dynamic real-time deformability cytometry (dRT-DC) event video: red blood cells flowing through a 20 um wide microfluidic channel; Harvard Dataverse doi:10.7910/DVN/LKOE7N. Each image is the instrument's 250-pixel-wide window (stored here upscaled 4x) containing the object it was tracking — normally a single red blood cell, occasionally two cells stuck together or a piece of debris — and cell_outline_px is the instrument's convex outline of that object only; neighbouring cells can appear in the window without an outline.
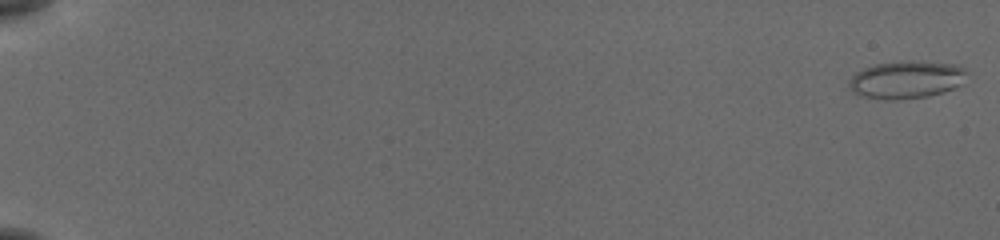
{"species": "common noctule bat (a hibernating species)", "species_latin": "Nyctalus noctula", "temperature_condition": "cold", "stored_images_in_passage": 56, "camera_frame_rate_fps": 3000, "um_per_image_px": 0.085, "animal": {"sex": "female", "body_mass_g": 19.5, "forearm_length_mm": 54.1}, "frame": {"image": 1, "passage_image": 1, "time_ms": 0.0, "image_size_px": [1000, 240], "cell_outline_px": [[968, 72], [960, 84], [944, 92], [928, 96], [896, 100], [888, 100], [856, 96], [852, 92], [848, 84], [848, 80], [856, 72], [864, 68], [876, 64], [912, 60], [956, 64], [964, 68]], "centroid_in_image_um": [77.0, 6.78], "position_along_channel_um": 8.0, "area_um2": 26.07}}
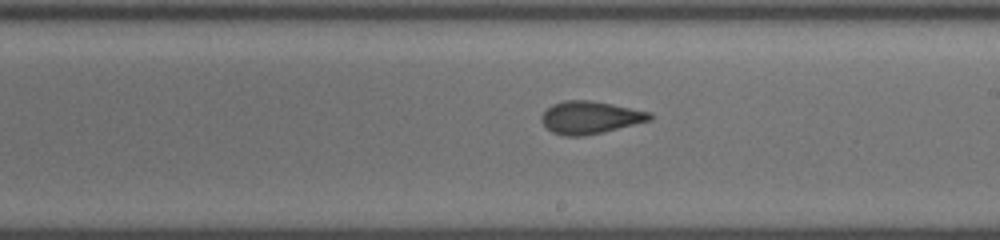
{"frame": {"image": 2, "passage_image": 35, "time_ms": 11.333, "image_size_px": [1000, 240], "cell_outline_px": [[652, 120], [604, 132], [584, 136], [564, 136], [552, 132], [540, 120], [540, 116], [552, 104], [564, 100], [588, 100], [612, 104], [652, 112]], "centroid_in_image_um": [50.17, 9.99], "position_along_channel_um": 238.8, "area_um2": 20.63}}
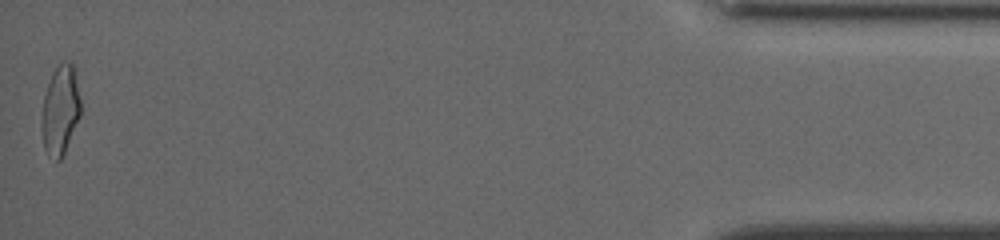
{"frame": {"image": 3, "passage_image": 56, "time_ms": 18.333, "image_size_px": [1000, 240], "cell_outline_px": [[80, 116], [64, 152], [60, 160], [56, 164], [48, 156], [44, 148], [40, 120], [44, 96], [52, 72], [64, 60], [68, 60], [72, 64], [76, 72], [80, 100]], "centroid_in_image_um": [5.11, 9.38], "position_along_channel_um": 430.1, "area_um2": 20.52}, "authors_computed_cell_mechanics": {"area_um2": 20.8658, "velocity_mm_per_s": 3.8435, "shape_relaxation_time_tau1_ms": 7.094, "shape_relaxation_time_tau2_ms": 1.5259, "deformation_change_tau1": 0.1739, "deformation_change_tau2": 0.0865}}